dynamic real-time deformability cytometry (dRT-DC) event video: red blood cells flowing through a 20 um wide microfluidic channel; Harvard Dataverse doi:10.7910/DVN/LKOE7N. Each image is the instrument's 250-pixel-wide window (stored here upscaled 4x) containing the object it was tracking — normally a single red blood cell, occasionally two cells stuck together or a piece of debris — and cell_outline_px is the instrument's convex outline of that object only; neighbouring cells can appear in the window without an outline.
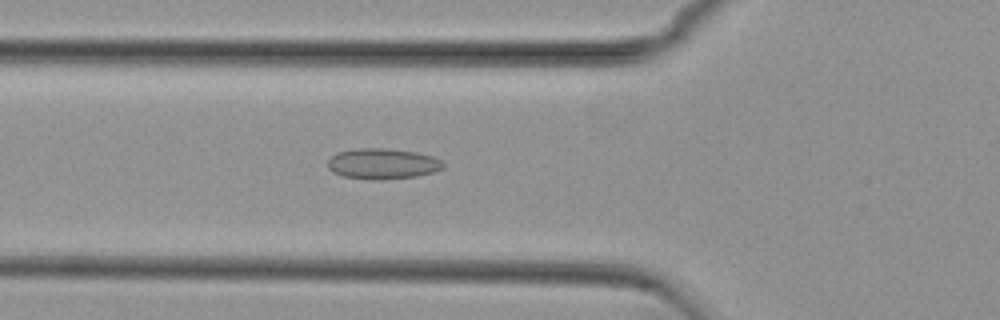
{"species": "common noctule bat (a hibernating species)", "species_latin": "Nyctalus noctula", "temperature_condition": "cold", "stored_images_in_passage": 54, "camera_frame_rate_fps": 3000, "um_per_image_px": 0.085, "animal": {"sex": "female", "body_mass_g": 29.2, "forearm_length_mm": 56.3}, "frame": {"image": 1, "passage_image": 19, "time_ms": 6.0, "image_size_px": [1000, 320], "cell_outline_px": [[444, 168], [432, 172], [416, 176], [384, 180], [372, 180], [344, 176], [332, 172], [328, 168], [328, 160], [336, 152], [356, 148], [388, 148], [416, 152], [432, 156], [440, 160], [444, 164]], "centroid_in_image_um": [32.5, 13.91], "position_along_channel_um": 93.3, "area_um2": 20.75}}
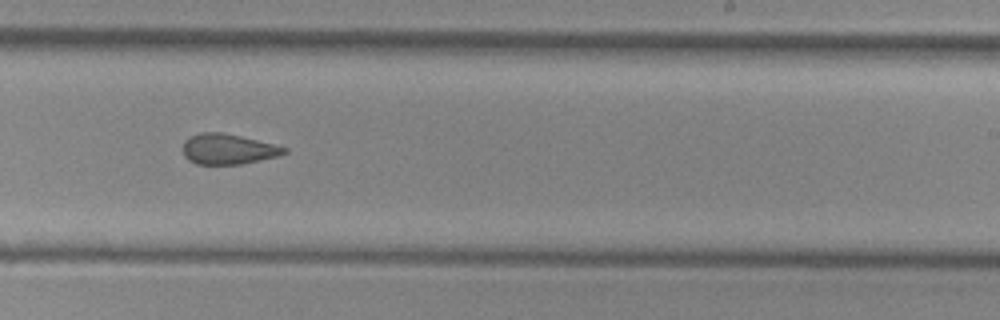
{"frame": {"image": 2, "passage_image": 33, "time_ms": 10.667, "image_size_px": [1000, 320], "cell_outline_px": [[288, 152], [276, 156], [240, 164], [196, 164], [188, 160], [184, 156], [184, 140], [188, 136], [200, 132], [220, 132], [240, 136], [288, 148]], "centroid_in_image_um": [19.33, 12.67], "position_along_channel_um": 269.7, "area_um2": 17.74}}
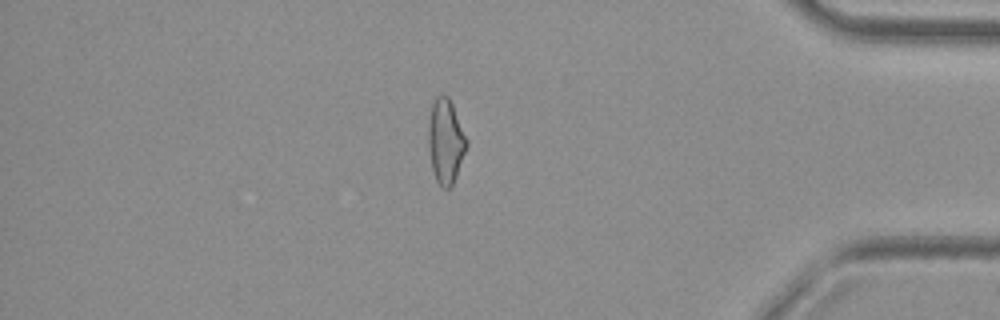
{"frame": {"image": 3, "passage_image": 46, "time_ms": 15.0, "image_size_px": [1000, 320], "cell_outline_px": [[468, 144], [456, 176], [452, 184], [448, 188], [440, 188], [436, 180], [432, 168], [428, 148], [428, 120], [432, 104], [436, 96], [440, 92], [448, 96], [452, 104], [468, 140]], "centroid_in_image_um": [37.86, 11.97], "position_along_channel_um": 397.3, "area_um2": 18.96}, "authors_computed_cell_mechanics": {"area_um2": 19.3052, "velocity_mm_per_s": 3.7761, "shape_relaxation_time_tau1_ms": null, "shape_relaxation_time_tau2_ms": 2.5098, "deformation_change_tau1": null, "deformation_change_tau2": 0.0958}}